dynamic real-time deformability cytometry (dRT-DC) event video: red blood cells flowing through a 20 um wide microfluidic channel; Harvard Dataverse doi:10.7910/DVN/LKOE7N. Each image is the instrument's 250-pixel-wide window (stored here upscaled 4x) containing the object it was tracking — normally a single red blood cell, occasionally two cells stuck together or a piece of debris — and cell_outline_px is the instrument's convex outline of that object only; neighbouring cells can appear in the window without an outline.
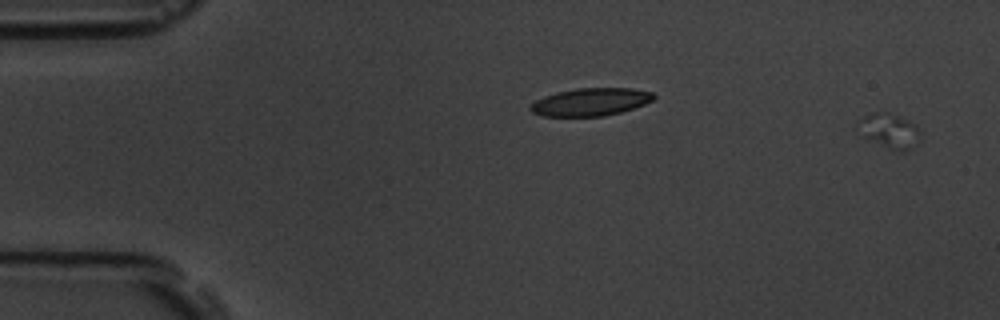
{"species": "common noctule bat (a hibernating species)", "species_latin": "Nyctalus noctula", "temperature_condition": "room temperature", "stored_images_in_passage": 3, "segment_of_instrument_passage": [2, 2], "camera_frame_rate_fps": 3000, "um_per_image_px": 0.085, "animal": {"sex": "male", "body_mass_g": 19.5, "forearm_length_mm": 54.6}, "frame": {"image": 1, "passage_image": 3, "time_ms": 2.333, "image_size_px": [1000, 320], "cell_outline_px": [[916, 132], [912, 148], [904, 152], [900, 152], [888, 148], [860, 136], [860, 120], [864, 116], [872, 112], [888, 112], [900, 116], [916, 124]], "centroid_in_image_um": [75.53, 11.11], "position_along_channel_um": 9.5, "area_um2": 12.14}}